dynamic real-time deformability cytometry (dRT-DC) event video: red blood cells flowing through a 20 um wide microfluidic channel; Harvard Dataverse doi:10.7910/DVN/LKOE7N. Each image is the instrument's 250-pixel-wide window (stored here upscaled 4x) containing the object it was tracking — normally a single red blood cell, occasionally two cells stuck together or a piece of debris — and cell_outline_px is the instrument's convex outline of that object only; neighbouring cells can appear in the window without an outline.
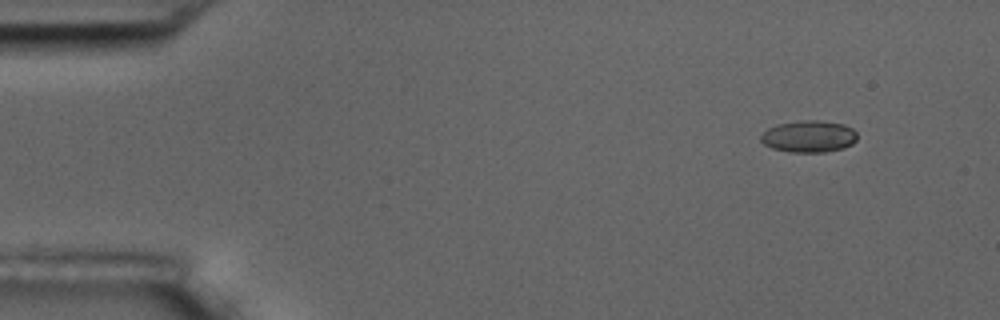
{"species": "common noctule bat (a hibernating species)", "species_latin": "Nyctalus noctula", "temperature_condition": "room temperature", "stored_images_in_passage": 8, "camera_frame_rate_fps": 3000, "um_per_image_px": 0.085, "animal": {"sex": "male", "body_mass_g": 17.5, "forearm_length_mm": 52.3}, "frame": {"image": 1, "passage_image": 1, "time_ms": 0.0, "image_size_px": [1000, 320], "cell_outline_px": [[856, 140], [852, 144], [844, 148], [824, 152], [788, 152], [772, 148], [764, 144], [760, 140], [760, 136], [768, 128], [776, 124], [800, 120], [820, 120], [844, 124], [852, 128], [856, 132]], "centroid_in_image_um": [68.74, 11.59], "position_along_channel_um": 16.3, "area_um2": 18.03}}
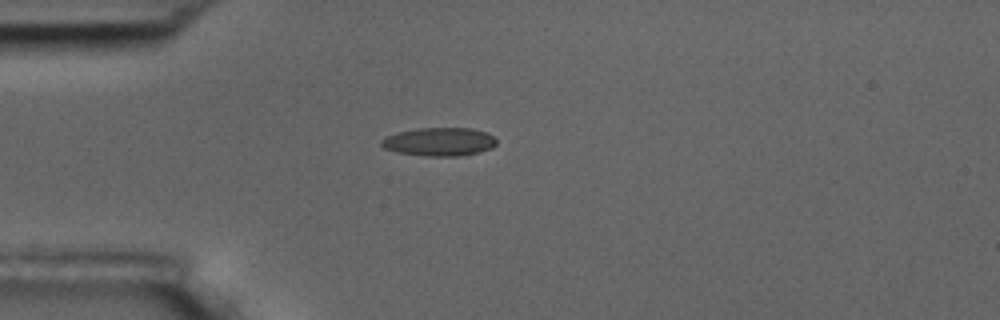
{"frame": {"image": 2, "passage_image": 4, "time_ms": 3.333, "image_size_px": [1000, 320], "cell_outline_px": [[496, 144], [492, 148], [476, 152], [456, 156], [424, 156], [396, 152], [384, 148], [380, 144], [380, 140], [396, 132], [420, 128], [472, 128], [488, 132], [496, 140]], "centroid_in_image_um": [37.32, 12.04], "position_along_channel_um": 47.7, "area_um2": 19.02}}
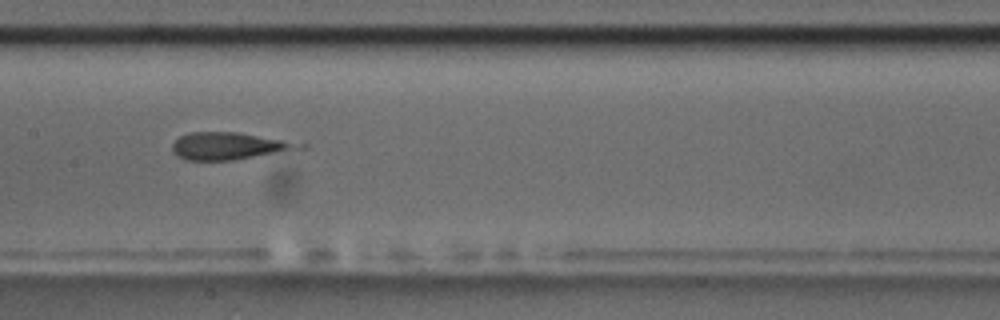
{"frame": {"image": 3, "passage_image": 8, "time_ms": 7.667, "image_size_px": [1000, 320], "cell_outline_px": [[308, 148], [232, 160], [184, 160], [176, 156], [172, 152], [172, 144], [180, 136], [188, 132], [236, 132], [308, 144]], "centroid_in_image_um": [19.46, 12.41], "position_along_channel_um": 187.9, "area_um2": 20.23}}